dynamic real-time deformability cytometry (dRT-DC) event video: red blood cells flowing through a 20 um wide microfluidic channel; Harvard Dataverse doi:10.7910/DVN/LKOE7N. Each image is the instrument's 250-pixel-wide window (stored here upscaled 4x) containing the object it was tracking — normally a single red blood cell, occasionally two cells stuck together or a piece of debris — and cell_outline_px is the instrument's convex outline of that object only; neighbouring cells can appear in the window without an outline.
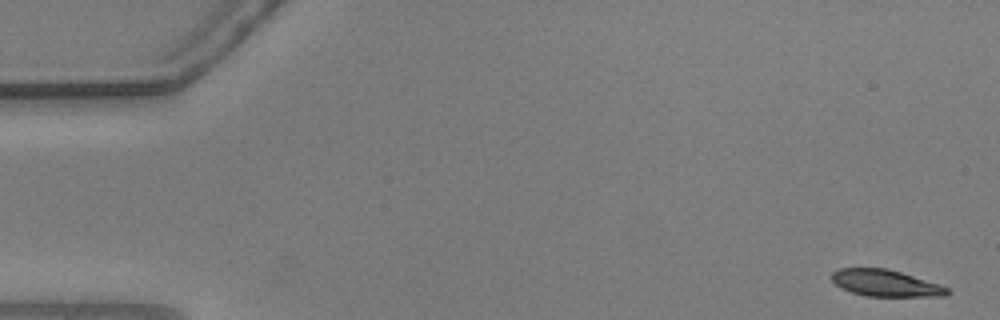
{"species": "common noctule bat (a hibernating species)", "species_latin": "Nyctalus noctula", "temperature_condition": "warm", "stored_images_in_passage": 13, "camera_frame_rate_fps": 3000, "um_per_image_px": 0.085, "animal": {"sex": "male", "body_mass_g": 20.5, "forearm_length_mm": 52.5}, "frame": {"image": 1, "passage_image": 1, "time_ms": 0.0, "image_size_px": [1000, 320], "cell_outline_px": [[948, 292], [944, 296], [864, 296], [840, 288], [832, 280], [832, 272], [840, 268], [888, 268], [940, 284], [948, 288]], "centroid_in_image_um": [75.25, 24.06], "position_along_channel_um": 9.8, "area_um2": 17.86}}
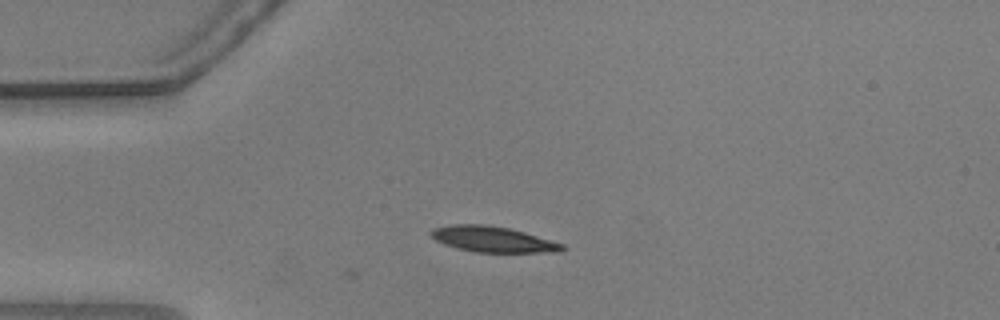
{"frame": {"image": 2, "passage_image": 13, "time_ms": 4.0, "image_size_px": [1000, 320], "cell_outline_px": [[568, 248], [560, 252], [476, 252], [456, 248], [444, 244], [436, 240], [428, 232], [432, 228], [452, 224], [484, 224], [508, 228], [524, 232], [564, 244]], "centroid_in_image_um": [41.89, 20.34], "position_along_channel_um": 43.1, "area_um2": 19.71}}